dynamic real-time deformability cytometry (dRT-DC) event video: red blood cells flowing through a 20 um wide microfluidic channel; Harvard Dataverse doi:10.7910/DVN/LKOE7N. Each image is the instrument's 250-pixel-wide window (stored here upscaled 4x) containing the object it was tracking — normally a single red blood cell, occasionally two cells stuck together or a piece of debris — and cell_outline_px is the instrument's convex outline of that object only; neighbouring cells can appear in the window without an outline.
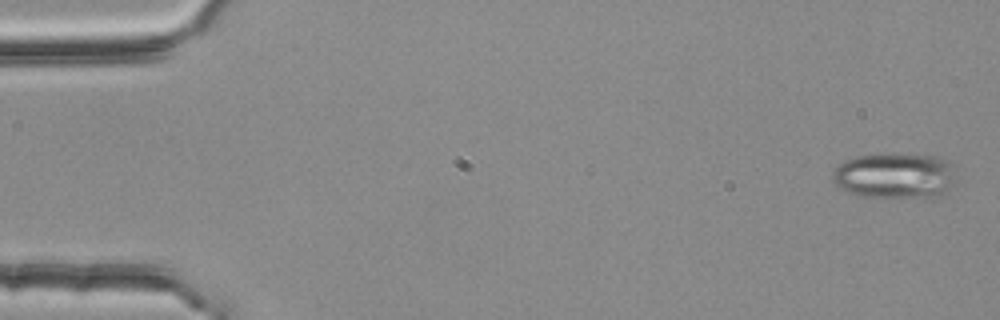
{"species": "common noctule bat (a hibernating species)", "species_latin": "Nyctalus noctula", "temperature_condition": "room temperature", "stored_images_in_passage": 5, "camera_frame_rate_fps": 3000, "um_per_image_px": 0.085, "animal": {"sex": "female", "body_mass_g": 25.1}, "frame": {"image": 1, "passage_image": 1, "time_ms": 0.0, "image_size_px": [1000, 320], "cell_outline_px": [[956, 184], [944, 192], [936, 196], [924, 200], [860, 196], [848, 192], [840, 188], [832, 180], [832, 172], [844, 160], [856, 156], [892, 152], [936, 156], [948, 160], [956, 164]], "centroid_in_image_um": [76.15, 14.94], "position_along_channel_um": 8.9, "area_um2": 34.51}}